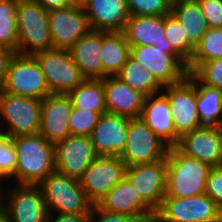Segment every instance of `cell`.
Returning <instances> with one entry per match:
<instances>
[{
    "instance_id": "cell-1",
    "label": "cell",
    "mask_w": 222,
    "mask_h": 222,
    "mask_svg": "<svg viewBox=\"0 0 222 222\" xmlns=\"http://www.w3.org/2000/svg\"><path fill=\"white\" fill-rule=\"evenodd\" d=\"M12 138L16 150L15 174L18 184L38 185L55 171L54 144L42 134L19 135Z\"/></svg>"
},
{
    "instance_id": "cell-2",
    "label": "cell",
    "mask_w": 222,
    "mask_h": 222,
    "mask_svg": "<svg viewBox=\"0 0 222 222\" xmlns=\"http://www.w3.org/2000/svg\"><path fill=\"white\" fill-rule=\"evenodd\" d=\"M166 195L185 198L205 194L211 166L182 153L176 146L166 154Z\"/></svg>"
},
{
    "instance_id": "cell-3",
    "label": "cell",
    "mask_w": 222,
    "mask_h": 222,
    "mask_svg": "<svg viewBox=\"0 0 222 222\" xmlns=\"http://www.w3.org/2000/svg\"><path fill=\"white\" fill-rule=\"evenodd\" d=\"M17 53L34 55L53 48L48 10L35 1L17 2Z\"/></svg>"
},
{
    "instance_id": "cell-4",
    "label": "cell",
    "mask_w": 222,
    "mask_h": 222,
    "mask_svg": "<svg viewBox=\"0 0 222 222\" xmlns=\"http://www.w3.org/2000/svg\"><path fill=\"white\" fill-rule=\"evenodd\" d=\"M49 213L89 215L93 204L79 180L54 171L39 184Z\"/></svg>"
},
{
    "instance_id": "cell-5",
    "label": "cell",
    "mask_w": 222,
    "mask_h": 222,
    "mask_svg": "<svg viewBox=\"0 0 222 222\" xmlns=\"http://www.w3.org/2000/svg\"><path fill=\"white\" fill-rule=\"evenodd\" d=\"M130 56L149 70L162 87L178 83L188 75V63L172 46L130 45Z\"/></svg>"
},
{
    "instance_id": "cell-6",
    "label": "cell",
    "mask_w": 222,
    "mask_h": 222,
    "mask_svg": "<svg viewBox=\"0 0 222 222\" xmlns=\"http://www.w3.org/2000/svg\"><path fill=\"white\" fill-rule=\"evenodd\" d=\"M153 222H222V209L207 194L165 196Z\"/></svg>"
},
{
    "instance_id": "cell-7",
    "label": "cell",
    "mask_w": 222,
    "mask_h": 222,
    "mask_svg": "<svg viewBox=\"0 0 222 222\" xmlns=\"http://www.w3.org/2000/svg\"><path fill=\"white\" fill-rule=\"evenodd\" d=\"M42 100L15 95L0 89V117L7 130L0 133L9 137L39 133Z\"/></svg>"
},
{
    "instance_id": "cell-8",
    "label": "cell",
    "mask_w": 222,
    "mask_h": 222,
    "mask_svg": "<svg viewBox=\"0 0 222 222\" xmlns=\"http://www.w3.org/2000/svg\"><path fill=\"white\" fill-rule=\"evenodd\" d=\"M0 89L40 100L51 94L37 59L33 55L18 53L9 64L6 78Z\"/></svg>"
},
{
    "instance_id": "cell-9",
    "label": "cell",
    "mask_w": 222,
    "mask_h": 222,
    "mask_svg": "<svg viewBox=\"0 0 222 222\" xmlns=\"http://www.w3.org/2000/svg\"><path fill=\"white\" fill-rule=\"evenodd\" d=\"M33 56L41 67L51 94H68L85 80L67 49L50 48Z\"/></svg>"
},
{
    "instance_id": "cell-10",
    "label": "cell",
    "mask_w": 222,
    "mask_h": 222,
    "mask_svg": "<svg viewBox=\"0 0 222 222\" xmlns=\"http://www.w3.org/2000/svg\"><path fill=\"white\" fill-rule=\"evenodd\" d=\"M172 114L176 134L181 138L205 126L197 109V84L187 75L182 81L163 87Z\"/></svg>"
},
{
    "instance_id": "cell-11",
    "label": "cell",
    "mask_w": 222,
    "mask_h": 222,
    "mask_svg": "<svg viewBox=\"0 0 222 222\" xmlns=\"http://www.w3.org/2000/svg\"><path fill=\"white\" fill-rule=\"evenodd\" d=\"M168 146L141 118H130L126 145L120 157L126 166L166 160Z\"/></svg>"
},
{
    "instance_id": "cell-12",
    "label": "cell",
    "mask_w": 222,
    "mask_h": 222,
    "mask_svg": "<svg viewBox=\"0 0 222 222\" xmlns=\"http://www.w3.org/2000/svg\"><path fill=\"white\" fill-rule=\"evenodd\" d=\"M126 164L120 156L98 155L79 179L87 199L96 205L125 176Z\"/></svg>"
},
{
    "instance_id": "cell-13",
    "label": "cell",
    "mask_w": 222,
    "mask_h": 222,
    "mask_svg": "<svg viewBox=\"0 0 222 222\" xmlns=\"http://www.w3.org/2000/svg\"><path fill=\"white\" fill-rule=\"evenodd\" d=\"M1 201L9 222H47L48 210L39 185L17 184Z\"/></svg>"
},
{
    "instance_id": "cell-14",
    "label": "cell",
    "mask_w": 222,
    "mask_h": 222,
    "mask_svg": "<svg viewBox=\"0 0 222 222\" xmlns=\"http://www.w3.org/2000/svg\"><path fill=\"white\" fill-rule=\"evenodd\" d=\"M53 48L69 50L90 26L82 4L48 10Z\"/></svg>"
},
{
    "instance_id": "cell-15",
    "label": "cell",
    "mask_w": 222,
    "mask_h": 222,
    "mask_svg": "<svg viewBox=\"0 0 222 222\" xmlns=\"http://www.w3.org/2000/svg\"><path fill=\"white\" fill-rule=\"evenodd\" d=\"M125 177L154 211L160 207L166 195V160L126 166Z\"/></svg>"
},
{
    "instance_id": "cell-16",
    "label": "cell",
    "mask_w": 222,
    "mask_h": 222,
    "mask_svg": "<svg viewBox=\"0 0 222 222\" xmlns=\"http://www.w3.org/2000/svg\"><path fill=\"white\" fill-rule=\"evenodd\" d=\"M97 156L89 136L69 135L54 144L55 170L77 180Z\"/></svg>"
},
{
    "instance_id": "cell-17",
    "label": "cell",
    "mask_w": 222,
    "mask_h": 222,
    "mask_svg": "<svg viewBox=\"0 0 222 222\" xmlns=\"http://www.w3.org/2000/svg\"><path fill=\"white\" fill-rule=\"evenodd\" d=\"M72 108L67 94H50L42 99L39 133L53 144L71 135L68 120Z\"/></svg>"
},
{
    "instance_id": "cell-18",
    "label": "cell",
    "mask_w": 222,
    "mask_h": 222,
    "mask_svg": "<svg viewBox=\"0 0 222 222\" xmlns=\"http://www.w3.org/2000/svg\"><path fill=\"white\" fill-rule=\"evenodd\" d=\"M129 117L104 113L90 138L97 155L120 156L126 145Z\"/></svg>"
},
{
    "instance_id": "cell-19",
    "label": "cell",
    "mask_w": 222,
    "mask_h": 222,
    "mask_svg": "<svg viewBox=\"0 0 222 222\" xmlns=\"http://www.w3.org/2000/svg\"><path fill=\"white\" fill-rule=\"evenodd\" d=\"M176 147L211 167L222 165V137L214 126L205 125L184 134Z\"/></svg>"
},
{
    "instance_id": "cell-20",
    "label": "cell",
    "mask_w": 222,
    "mask_h": 222,
    "mask_svg": "<svg viewBox=\"0 0 222 222\" xmlns=\"http://www.w3.org/2000/svg\"><path fill=\"white\" fill-rule=\"evenodd\" d=\"M97 205L108 212L134 215L143 222H153L155 217V211L141 198L125 176Z\"/></svg>"
},
{
    "instance_id": "cell-21",
    "label": "cell",
    "mask_w": 222,
    "mask_h": 222,
    "mask_svg": "<svg viewBox=\"0 0 222 222\" xmlns=\"http://www.w3.org/2000/svg\"><path fill=\"white\" fill-rule=\"evenodd\" d=\"M103 84L108 113L140 118L146 95L125 84L118 76L105 77Z\"/></svg>"
},
{
    "instance_id": "cell-22",
    "label": "cell",
    "mask_w": 222,
    "mask_h": 222,
    "mask_svg": "<svg viewBox=\"0 0 222 222\" xmlns=\"http://www.w3.org/2000/svg\"><path fill=\"white\" fill-rule=\"evenodd\" d=\"M90 29L99 31H123L130 17L127 0H84Z\"/></svg>"
},
{
    "instance_id": "cell-23",
    "label": "cell",
    "mask_w": 222,
    "mask_h": 222,
    "mask_svg": "<svg viewBox=\"0 0 222 222\" xmlns=\"http://www.w3.org/2000/svg\"><path fill=\"white\" fill-rule=\"evenodd\" d=\"M140 118L168 147L177 146L180 137L176 134L169 101L163 93L145 97Z\"/></svg>"
},
{
    "instance_id": "cell-24",
    "label": "cell",
    "mask_w": 222,
    "mask_h": 222,
    "mask_svg": "<svg viewBox=\"0 0 222 222\" xmlns=\"http://www.w3.org/2000/svg\"><path fill=\"white\" fill-rule=\"evenodd\" d=\"M101 45L102 31L90 29L69 49L85 79H103Z\"/></svg>"
},
{
    "instance_id": "cell-25",
    "label": "cell",
    "mask_w": 222,
    "mask_h": 222,
    "mask_svg": "<svg viewBox=\"0 0 222 222\" xmlns=\"http://www.w3.org/2000/svg\"><path fill=\"white\" fill-rule=\"evenodd\" d=\"M122 32L129 45L172 46L165 38L164 15H130Z\"/></svg>"
},
{
    "instance_id": "cell-26",
    "label": "cell",
    "mask_w": 222,
    "mask_h": 222,
    "mask_svg": "<svg viewBox=\"0 0 222 222\" xmlns=\"http://www.w3.org/2000/svg\"><path fill=\"white\" fill-rule=\"evenodd\" d=\"M130 56V45L122 31H102L103 79L117 76Z\"/></svg>"
},
{
    "instance_id": "cell-27",
    "label": "cell",
    "mask_w": 222,
    "mask_h": 222,
    "mask_svg": "<svg viewBox=\"0 0 222 222\" xmlns=\"http://www.w3.org/2000/svg\"><path fill=\"white\" fill-rule=\"evenodd\" d=\"M171 13L183 25L191 43L196 46L209 29L197 0H176L172 2Z\"/></svg>"
},
{
    "instance_id": "cell-28",
    "label": "cell",
    "mask_w": 222,
    "mask_h": 222,
    "mask_svg": "<svg viewBox=\"0 0 222 222\" xmlns=\"http://www.w3.org/2000/svg\"><path fill=\"white\" fill-rule=\"evenodd\" d=\"M74 108L107 112L103 79H85L67 94Z\"/></svg>"
},
{
    "instance_id": "cell-29",
    "label": "cell",
    "mask_w": 222,
    "mask_h": 222,
    "mask_svg": "<svg viewBox=\"0 0 222 222\" xmlns=\"http://www.w3.org/2000/svg\"><path fill=\"white\" fill-rule=\"evenodd\" d=\"M188 76L197 84V109L201 122L213 126L222 116V90L202 84L192 73Z\"/></svg>"
},
{
    "instance_id": "cell-30",
    "label": "cell",
    "mask_w": 222,
    "mask_h": 222,
    "mask_svg": "<svg viewBox=\"0 0 222 222\" xmlns=\"http://www.w3.org/2000/svg\"><path fill=\"white\" fill-rule=\"evenodd\" d=\"M117 76L125 84L146 96L158 94L160 91L162 93L163 87L155 80L152 73L131 56Z\"/></svg>"
},
{
    "instance_id": "cell-31",
    "label": "cell",
    "mask_w": 222,
    "mask_h": 222,
    "mask_svg": "<svg viewBox=\"0 0 222 222\" xmlns=\"http://www.w3.org/2000/svg\"><path fill=\"white\" fill-rule=\"evenodd\" d=\"M222 58V28H209L195 46L188 62V73H193L203 62Z\"/></svg>"
},
{
    "instance_id": "cell-32",
    "label": "cell",
    "mask_w": 222,
    "mask_h": 222,
    "mask_svg": "<svg viewBox=\"0 0 222 222\" xmlns=\"http://www.w3.org/2000/svg\"><path fill=\"white\" fill-rule=\"evenodd\" d=\"M17 0H0V45L17 52Z\"/></svg>"
},
{
    "instance_id": "cell-33",
    "label": "cell",
    "mask_w": 222,
    "mask_h": 222,
    "mask_svg": "<svg viewBox=\"0 0 222 222\" xmlns=\"http://www.w3.org/2000/svg\"><path fill=\"white\" fill-rule=\"evenodd\" d=\"M165 38L172 45L173 49L188 63L194 52L195 46L189 40L183 25L177 18L169 13L164 15Z\"/></svg>"
},
{
    "instance_id": "cell-34",
    "label": "cell",
    "mask_w": 222,
    "mask_h": 222,
    "mask_svg": "<svg viewBox=\"0 0 222 222\" xmlns=\"http://www.w3.org/2000/svg\"><path fill=\"white\" fill-rule=\"evenodd\" d=\"M101 115L99 112L73 107L68 120L71 135L90 137Z\"/></svg>"
},
{
    "instance_id": "cell-35",
    "label": "cell",
    "mask_w": 222,
    "mask_h": 222,
    "mask_svg": "<svg viewBox=\"0 0 222 222\" xmlns=\"http://www.w3.org/2000/svg\"><path fill=\"white\" fill-rule=\"evenodd\" d=\"M130 15L158 16L171 13V0H127Z\"/></svg>"
},
{
    "instance_id": "cell-36",
    "label": "cell",
    "mask_w": 222,
    "mask_h": 222,
    "mask_svg": "<svg viewBox=\"0 0 222 222\" xmlns=\"http://www.w3.org/2000/svg\"><path fill=\"white\" fill-rule=\"evenodd\" d=\"M192 74L202 84L222 90V58L203 62Z\"/></svg>"
},
{
    "instance_id": "cell-37",
    "label": "cell",
    "mask_w": 222,
    "mask_h": 222,
    "mask_svg": "<svg viewBox=\"0 0 222 222\" xmlns=\"http://www.w3.org/2000/svg\"><path fill=\"white\" fill-rule=\"evenodd\" d=\"M17 164L16 150L12 138L0 133V182L15 174Z\"/></svg>"
},
{
    "instance_id": "cell-38",
    "label": "cell",
    "mask_w": 222,
    "mask_h": 222,
    "mask_svg": "<svg viewBox=\"0 0 222 222\" xmlns=\"http://www.w3.org/2000/svg\"><path fill=\"white\" fill-rule=\"evenodd\" d=\"M209 28H222V0H197Z\"/></svg>"
},
{
    "instance_id": "cell-39",
    "label": "cell",
    "mask_w": 222,
    "mask_h": 222,
    "mask_svg": "<svg viewBox=\"0 0 222 222\" xmlns=\"http://www.w3.org/2000/svg\"><path fill=\"white\" fill-rule=\"evenodd\" d=\"M205 194L222 209V165L211 168L205 185Z\"/></svg>"
},
{
    "instance_id": "cell-40",
    "label": "cell",
    "mask_w": 222,
    "mask_h": 222,
    "mask_svg": "<svg viewBox=\"0 0 222 222\" xmlns=\"http://www.w3.org/2000/svg\"><path fill=\"white\" fill-rule=\"evenodd\" d=\"M98 215V218L96 217ZM97 218V219H96ZM88 222H143L139 217L124 213H113L93 205L88 216Z\"/></svg>"
},
{
    "instance_id": "cell-41",
    "label": "cell",
    "mask_w": 222,
    "mask_h": 222,
    "mask_svg": "<svg viewBox=\"0 0 222 222\" xmlns=\"http://www.w3.org/2000/svg\"><path fill=\"white\" fill-rule=\"evenodd\" d=\"M16 53L13 49L0 45V86L6 78L9 64Z\"/></svg>"
},
{
    "instance_id": "cell-42",
    "label": "cell",
    "mask_w": 222,
    "mask_h": 222,
    "mask_svg": "<svg viewBox=\"0 0 222 222\" xmlns=\"http://www.w3.org/2000/svg\"><path fill=\"white\" fill-rule=\"evenodd\" d=\"M57 215V216H55ZM48 213L47 222H88L89 215H77V214H63Z\"/></svg>"
},
{
    "instance_id": "cell-43",
    "label": "cell",
    "mask_w": 222,
    "mask_h": 222,
    "mask_svg": "<svg viewBox=\"0 0 222 222\" xmlns=\"http://www.w3.org/2000/svg\"><path fill=\"white\" fill-rule=\"evenodd\" d=\"M40 3L46 10L63 8L74 4L71 0H35Z\"/></svg>"
},
{
    "instance_id": "cell-44",
    "label": "cell",
    "mask_w": 222,
    "mask_h": 222,
    "mask_svg": "<svg viewBox=\"0 0 222 222\" xmlns=\"http://www.w3.org/2000/svg\"><path fill=\"white\" fill-rule=\"evenodd\" d=\"M213 126L216 128L218 134L222 137V116Z\"/></svg>"
},
{
    "instance_id": "cell-45",
    "label": "cell",
    "mask_w": 222,
    "mask_h": 222,
    "mask_svg": "<svg viewBox=\"0 0 222 222\" xmlns=\"http://www.w3.org/2000/svg\"><path fill=\"white\" fill-rule=\"evenodd\" d=\"M0 222H9L6 213L0 209Z\"/></svg>"
},
{
    "instance_id": "cell-46",
    "label": "cell",
    "mask_w": 222,
    "mask_h": 222,
    "mask_svg": "<svg viewBox=\"0 0 222 222\" xmlns=\"http://www.w3.org/2000/svg\"><path fill=\"white\" fill-rule=\"evenodd\" d=\"M2 186H1V183H0V209H1V203H2V199L4 198V196H6V194H4L3 195V191L1 190L2 188H1Z\"/></svg>"
},
{
    "instance_id": "cell-47",
    "label": "cell",
    "mask_w": 222,
    "mask_h": 222,
    "mask_svg": "<svg viewBox=\"0 0 222 222\" xmlns=\"http://www.w3.org/2000/svg\"><path fill=\"white\" fill-rule=\"evenodd\" d=\"M74 4H82L84 0H71Z\"/></svg>"
},
{
    "instance_id": "cell-48",
    "label": "cell",
    "mask_w": 222,
    "mask_h": 222,
    "mask_svg": "<svg viewBox=\"0 0 222 222\" xmlns=\"http://www.w3.org/2000/svg\"><path fill=\"white\" fill-rule=\"evenodd\" d=\"M17 1H35V0H17Z\"/></svg>"
}]
</instances>
